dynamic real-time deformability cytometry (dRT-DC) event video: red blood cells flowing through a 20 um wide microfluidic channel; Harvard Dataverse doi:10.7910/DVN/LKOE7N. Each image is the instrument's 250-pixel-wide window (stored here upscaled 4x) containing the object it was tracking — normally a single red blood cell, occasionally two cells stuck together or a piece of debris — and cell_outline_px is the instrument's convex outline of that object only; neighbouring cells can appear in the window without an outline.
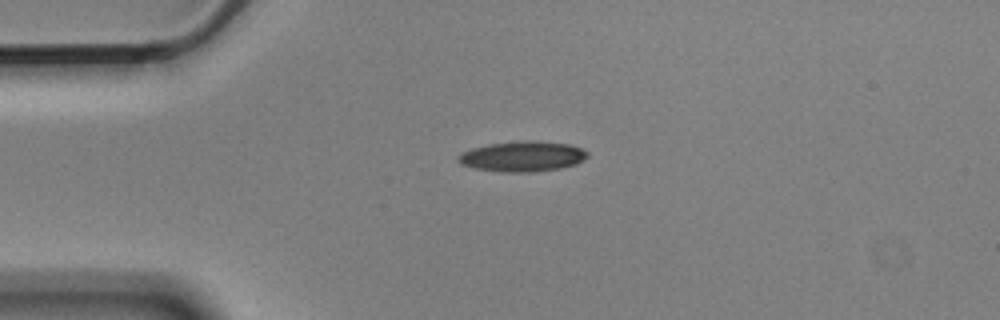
{"species": "Egyptian fruit bat (a non-hibernating species)", "species_latin": "Rousettus aegyptiacus", "temperature_condition": "cold", "stored_images_in_passage": 2, "camera_frame_rate_fps": 3000, "um_per_image_px": 0.085, "animal": {"sex": "male"}, "frame": {"image": 1, "passage_image": 1, "time_ms": 0.0, "image_size_px": [1000, 320], "cell_outline_px": [[588, 156], [584, 160], [576, 164], [560, 168], [532, 172], [500, 172], [476, 168], [460, 164], [456, 160], [456, 156], [460, 152], [472, 148], [488, 144], [524, 140], [532, 140], [568, 144], [580, 148], [588, 152]], "centroid_in_image_um": [44.37, 13.29], "position_along_channel_um": 40.6, "area_um2": 23.0}}